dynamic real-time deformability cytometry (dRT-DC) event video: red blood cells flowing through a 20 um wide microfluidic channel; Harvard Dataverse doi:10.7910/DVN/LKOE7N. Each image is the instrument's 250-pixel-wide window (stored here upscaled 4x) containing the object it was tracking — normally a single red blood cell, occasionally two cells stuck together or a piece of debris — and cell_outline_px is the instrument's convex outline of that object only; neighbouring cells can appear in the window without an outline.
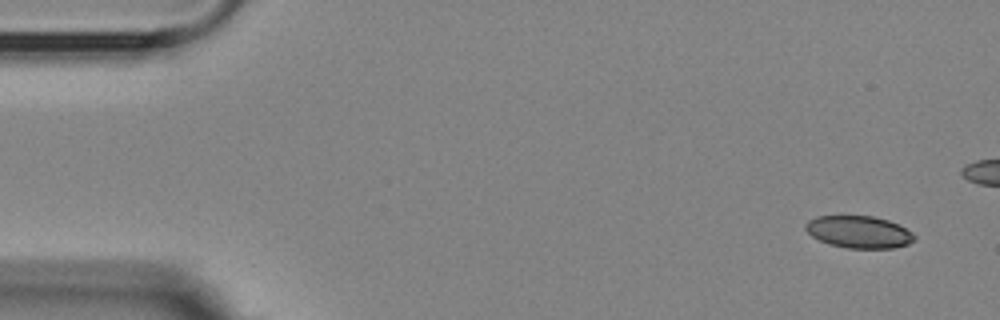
{"species": "Egyptian fruit bat (a non-hibernating species)", "species_latin": "Rousettus aegyptiacus", "temperature_condition": "room temperature", "stored_images_in_passage": 5, "camera_frame_rate_fps": 3000, "um_per_image_px": 0.085, "animal": {"sex": "female"}, "frame": {"image": 1, "passage_image": 1, "time_ms": 0.0, "image_size_px": [1000, 320], "cell_outline_px": [[916, 240], [908, 244], [892, 248], [848, 248], [828, 244], [812, 236], [804, 228], [804, 224], [808, 220], [816, 216], [872, 216], [888, 220], [900, 224], [912, 232], [916, 236]], "centroid_in_image_um": [73.02, 19.71], "position_along_channel_um": 12.0, "area_um2": 20.58}}